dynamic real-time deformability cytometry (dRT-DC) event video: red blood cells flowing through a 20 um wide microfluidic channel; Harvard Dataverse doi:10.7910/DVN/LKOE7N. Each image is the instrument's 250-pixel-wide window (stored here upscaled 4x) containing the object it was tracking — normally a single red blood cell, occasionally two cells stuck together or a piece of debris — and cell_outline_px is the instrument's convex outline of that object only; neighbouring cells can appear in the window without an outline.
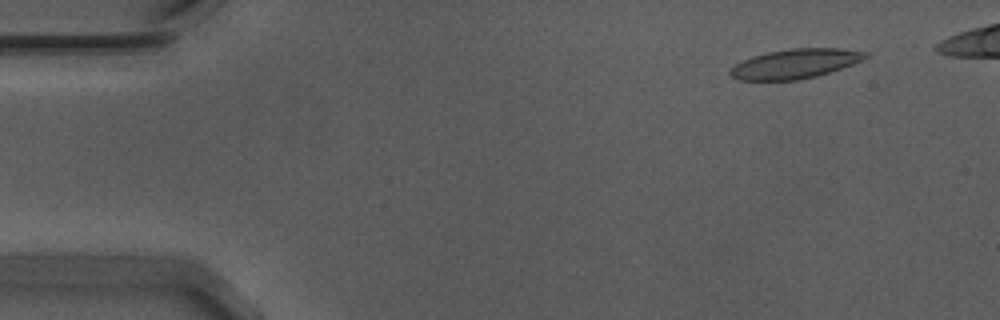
{"species": "Egyptian fruit bat (a non-hibernating species)", "species_latin": "Rousettus aegyptiacus", "temperature_condition": "warm", "stored_images_in_passage": 51, "camera_frame_rate_fps": 3000, "um_per_image_px": 0.085, "animal": {"sex": "male"}, "frame": {"image": 1, "passage_image": 5, "time_ms": 1.333, "image_size_px": [1000, 320], "cell_outline_px": [[868, 56], [852, 64], [816, 76], [796, 80], [736, 80], [728, 72], [736, 64], [752, 56], [768, 52], [788, 48], [836, 48], [868, 52]], "centroid_in_image_um": [67.55, 5.41], "position_along_channel_um": 17.5, "area_um2": 22.95}}
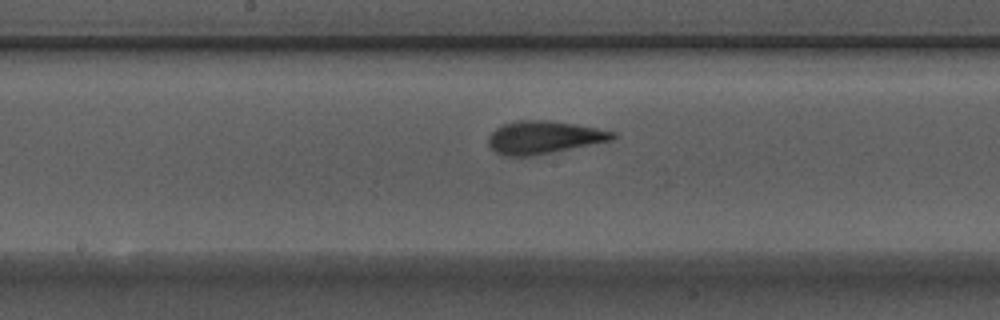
{"frame": {"image": 2, "passage_image": 28, "time_ms": 9.0, "image_size_px": [1000, 320], "cell_outline_px": [[616, 136], [612, 140], [532, 156], [504, 156], [496, 152], [488, 144], [488, 136], [496, 128], [504, 124], [516, 120], [548, 120], [596, 128], [616, 132]], "centroid_in_image_um": [46.19, 11.67], "position_along_channel_um": 202.0, "area_um2": 23.52}}
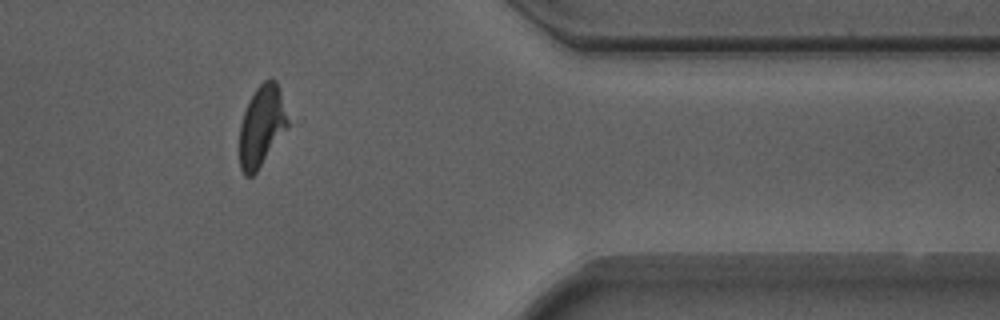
{"frame": {"image": 3, "passage_image": 45, "time_ms": 14.667, "image_size_px": [1000, 320], "cell_outline_px": [[288, 128], [256, 172], [252, 176], [244, 176], [240, 168], [240, 124], [248, 100], [256, 88], [264, 80], [272, 76], [276, 80], [280, 92], [288, 120]], "centroid_in_image_um": [22.23, 10.7], "position_along_channel_um": 389.2, "area_um2": 22.72}, "authors_computed_cell_mechanics": {"area_um2": 23.3512, "velocity_mm_per_s": 3.7065, "shape_relaxation_time_tau1_ms": null, "shape_relaxation_time_tau2_ms": 1.6283, "deformation_change_tau1": null, "deformation_change_tau2": 0.0935}}